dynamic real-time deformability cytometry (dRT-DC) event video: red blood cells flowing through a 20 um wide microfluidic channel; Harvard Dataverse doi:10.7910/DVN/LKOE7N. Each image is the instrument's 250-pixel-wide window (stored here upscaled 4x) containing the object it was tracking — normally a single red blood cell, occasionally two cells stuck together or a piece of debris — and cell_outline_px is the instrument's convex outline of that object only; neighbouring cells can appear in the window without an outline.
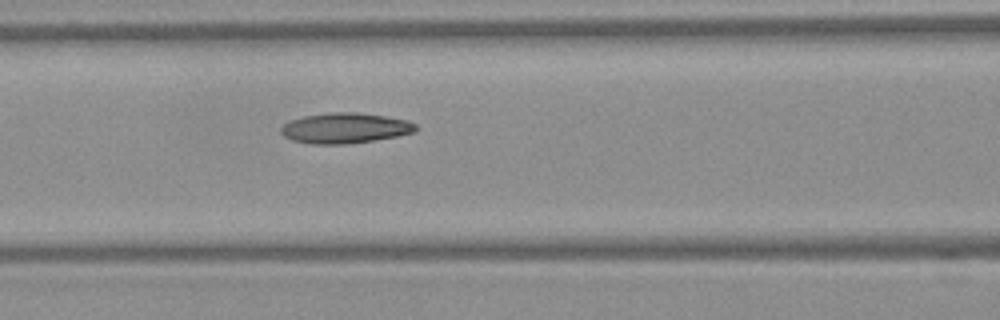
{"species": "Egyptian fruit bat (a non-hibernating species)", "species_latin": "Rousettus aegyptiacus", "temperature_condition": "warm", "stored_images_in_passage": 6, "camera_frame_rate_fps": 3000, "um_per_image_px": 0.085, "frame": {"image": 1, "passage_image": 6, "time_ms": 1.667, "image_size_px": [1000, 320], "cell_outline_px": [[416, 132], [396, 136], [348, 144], [308, 144], [292, 140], [284, 136], [280, 132], [280, 128], [284, 124], [292, 120], [304, 116], [328, 112], [356, 112], [384, 116], [408, 120], [416, 124]], "centroid_in_image_um": [29.31, 10.89], "position_along_channel_um": 137.3, "area_um2": 23.87}}